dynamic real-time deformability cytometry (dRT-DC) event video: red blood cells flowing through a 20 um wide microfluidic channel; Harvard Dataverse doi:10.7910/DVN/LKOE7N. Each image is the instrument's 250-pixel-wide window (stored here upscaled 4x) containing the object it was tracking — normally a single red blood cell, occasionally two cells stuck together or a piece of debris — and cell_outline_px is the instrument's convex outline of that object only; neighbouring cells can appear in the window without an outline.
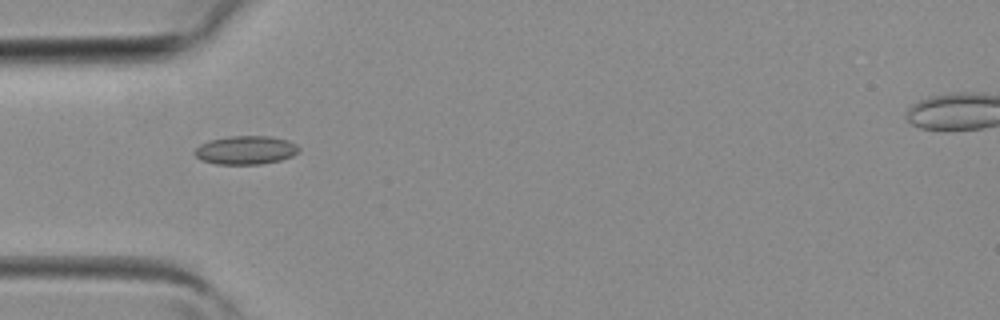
{"species": "common noctule bat (a hibernating species)", "species_latin": "Nyctalus noctula", "temperature_condition": "room temperature", "stored_images_in_passage": 2, "camera_frame_rate_fps": 3000, "um_per_image_px": 0.085, "animal": {"sex": "female", "body_mass_g": 19.3, "forearm_length_mm": 54.1}, "frame": {"image": 1, "passage_image": 1, "time_ms": 0.0, "image_size_px": [1000, 320], "cell_outline_px": [[300, 152], [292, 156], [280, 160], [260, 164], [216, 164], [200, 160], [192, 152], [200, 144], [208, 140], [228, 136], [268, 136], [288, 140], [296, 144], [300, 148]], "centroid_in_image_um": [20.87, 12.75], "position_along_channel_um": 64.1, "area_um2": 17.51}}
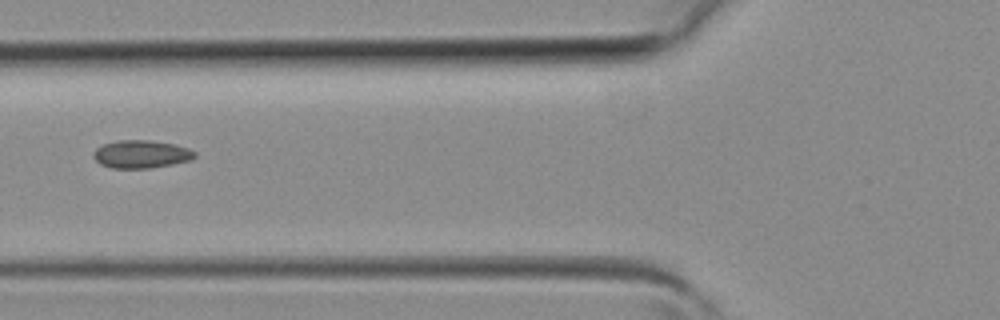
{"frame": {"image": 2, "passage_image": 2, "time_ms": 0.333, "image_size_px": [1000, 320], "cell_outline_px": [[196, 156], [192, 160], [152, 168], [112, 168], [100, 164], [92, 156], [92, 152], [96, 148], [104, 144], [116, 140], [148, 140], [172, 144], [188, 148], [196, 152]], "centroid_in_image_um": [11.99, 13.11], "position_along_channel_um": 113.8, "area_um2": 16.53}}